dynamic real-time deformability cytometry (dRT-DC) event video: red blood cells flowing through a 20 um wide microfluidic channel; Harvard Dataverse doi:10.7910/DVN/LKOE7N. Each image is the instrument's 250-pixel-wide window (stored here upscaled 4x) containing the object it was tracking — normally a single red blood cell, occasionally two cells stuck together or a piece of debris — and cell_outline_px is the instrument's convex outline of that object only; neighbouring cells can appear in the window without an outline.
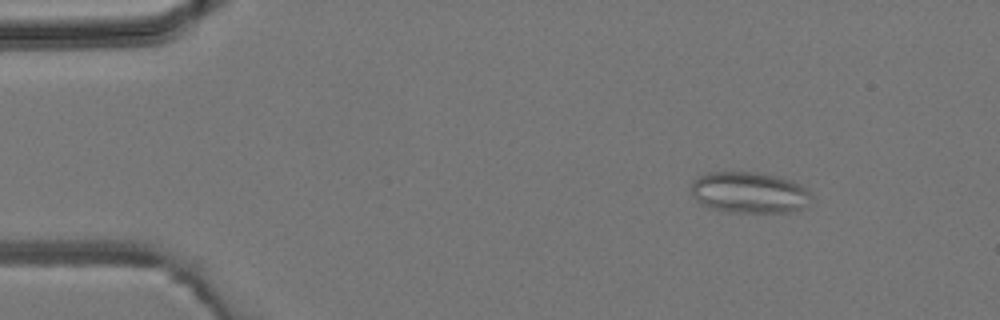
{"species": "common noctule bat (a hibernating species)", "species_latin": "Nyctalus noctula", "temperature_condition": "room temperature", "stored_images_in_passage": 4, "camera_frame_rate_fps": 3000, "um_per_image_px": 0.085, "animal": {"sex": "male", "body_mass_g": 19.2, "forearm_length_mm": 51.8}, "frame": {"image": 1, "passage_image": 1, "time_ms": 0.0, "image_size_px": [1000, 320], "cell_outline_px": [[812, 196], [808, 204], [792, 212], [724, 212], [708, 208], [700, 204], [692, 196], [692, 180], [708, 172], [760, 172], [780, 176], [792, 180], [808, 188]], "centroid_in_image_um": [63.69, 16.36], "position_along_channel_um": 21.3, "area_um2": 29.36}}